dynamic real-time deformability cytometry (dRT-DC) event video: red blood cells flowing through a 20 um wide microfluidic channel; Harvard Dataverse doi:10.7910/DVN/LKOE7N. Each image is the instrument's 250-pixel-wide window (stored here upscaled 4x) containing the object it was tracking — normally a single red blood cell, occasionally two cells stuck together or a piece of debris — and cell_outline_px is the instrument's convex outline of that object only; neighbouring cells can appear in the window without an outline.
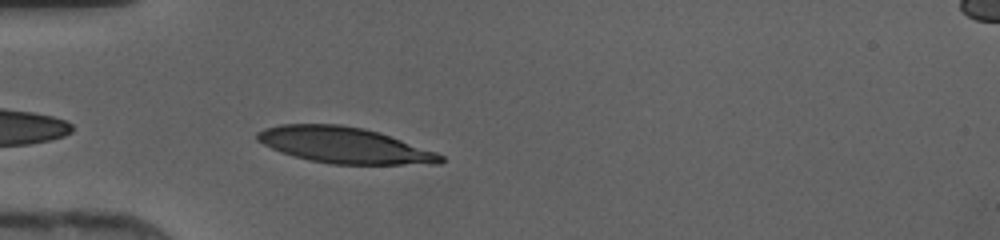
{"species": "human", "species_latin": "Homo sapiens", "temperature_condition": "cold", "stored_images_in_passage": 34, "camera_frame_rate_fps": 3000, "um_per_image_px": 0.085, "donor": {"sex": "female"}, "frame": {"image": 1, "passage_image": 2, "time_ms": 0.333, "image_size_px": [1000, 240], "cell_outline_px": [[444, 160], [440, 164], [332, 164], [312, 160], [280, 152], [256, 140], [256, 132], [264, 128], [280, 124], [340, 124], [364, 128], [380, 132], [436, 152], [444, 156]], "centroid_in_image_um": [29.27, 12.33], "position_along_channel_um": 55.7, "area_um2": 38.38}}
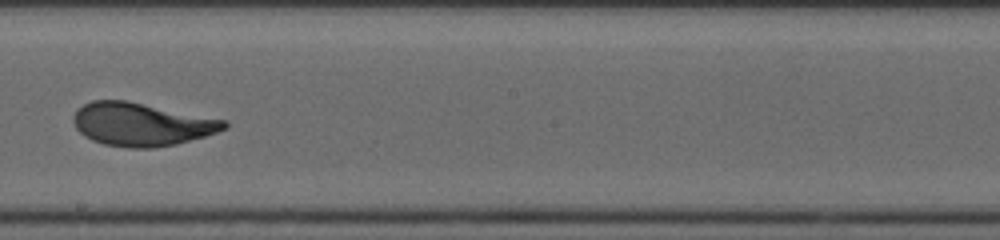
{"frame": {"image": 2, "passage_image": 15, "time_ms": 4.667, "image_size_px": [1000, 240], "cell_outline_px": [[228, 128], [204, 136], [176, 144], [152, 148], [128, 148], [104, 144], [92, 140], [84, 136], [76, 128], [72, 120], [72, 116], [76, 108], [92, 100], [128, 100], [228, 120]], "centroid_in_image_um": [12.02, 10.55], "position_along_channel_um": 236.2, "area_um2": 38.26}}
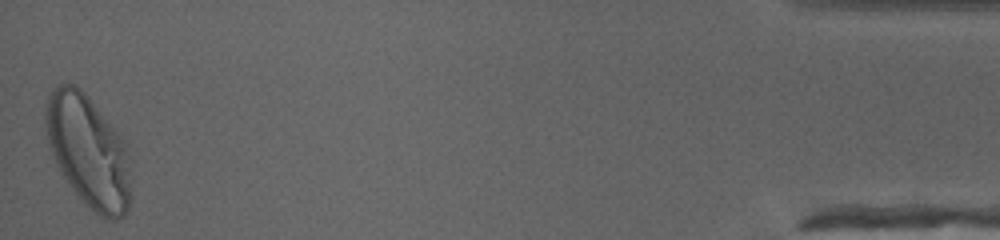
{"frame": {"image": 3, "passage_image": 34, "time_ms": 11.0, "image_size_px": [1000, 240], "cell_outline_px": [[128, 208], [124, 216], [116, 220], [112, 220], [100, 216], [72, 188], [60, 172], [56, 164], [48, 140], [44, 120], [44, 104], [52, 88], [60, 84], [72, 84], [80, 88], [88, 96], [128, 144]], "centroid_in_image_um": [7.47, 12.79], "position_along_channel_um": 427.7, "area_um2": 55.08}}